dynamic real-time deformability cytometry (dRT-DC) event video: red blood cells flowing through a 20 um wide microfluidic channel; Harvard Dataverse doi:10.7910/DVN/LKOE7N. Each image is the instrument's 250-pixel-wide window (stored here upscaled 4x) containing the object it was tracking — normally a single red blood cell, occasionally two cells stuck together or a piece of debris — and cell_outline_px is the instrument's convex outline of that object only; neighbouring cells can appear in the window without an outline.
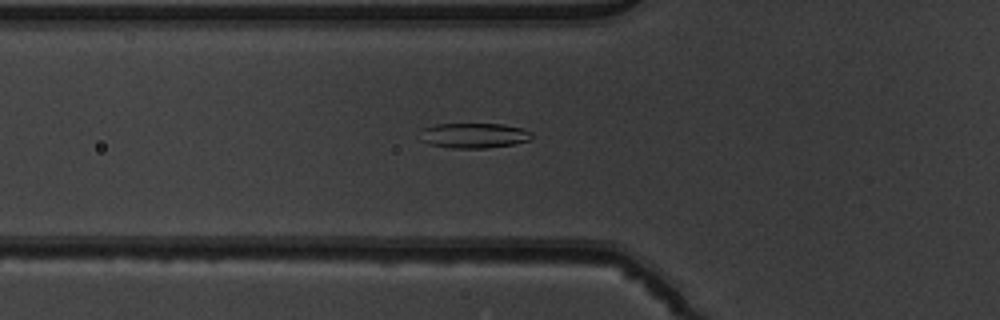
{"species": "common noctule bat (a hibernating species)", "species_latin": "Nyctalus noctula", "temperature_condition": "warm", "stored_images_in_passage": 52, "camera_frame_rate_fps": 3000, "um_per_image_px": 0.085, "animal": {"sex": "male", "body_mass_g": 19.5, "forearm_length_mm": 54.6}, "frame": {"image": 1, "passage_image": 19, "time_ms": 6.0, "image_size_px": [1000, 320], "cell_outline_px": [[532, 136], [528, 140], [512, 144], [484, 148], [452, 148], [428, 144], [420, 140], [424, 128], [436, 124], [504, 124], [520, 128], [532, 132]], "centroid_in_image_um": [40.27, 11.52], "position_along_channel_um": 85.5, "area_um2": 16.13}}
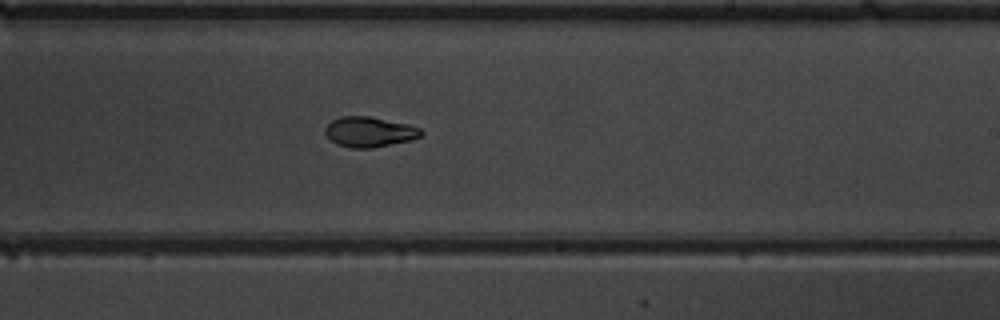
{"frame": {"image": 2, "passage_image": 32, "time_ms": 10.333, "image_size_px": [1000, 320], "cell_outline_px": [[424, 132], [420, 136], [412, 140], [372, 148], [348, 148], [336, 144], [324, 132], [324, 128], [332, 120], [340, 116], [368, 116], [408, 124], [420, 128]], "centroid_in_image_um": [31.39, 11.21], "position_along_channel_um": 257.6, "area_um2": 16.94}}
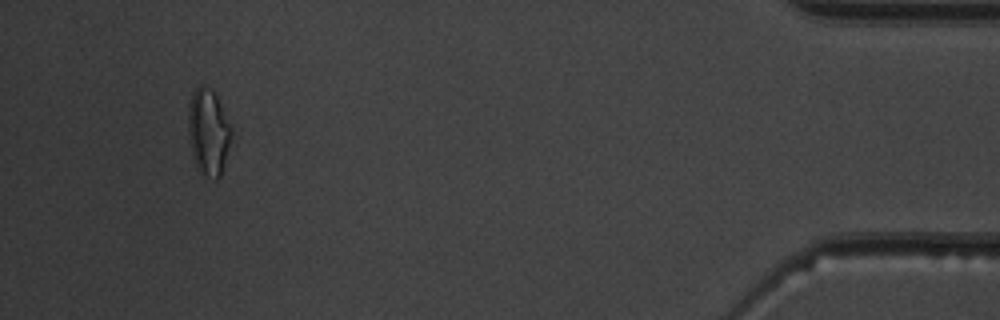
{"frame": {"image": 3, "passage_image": 49, "time_ms": 16.0, "image_size_px": [1000, 320], "cell_outline_px": [[232, 132], [220, 176], [216, 180], [200, 176], [196, 168], [192, 156], [188, 132], [188, 104], [192, 92], [200, 84], [204, 84], [212, 88], [232, 128]], "centroid_in_image_um": [17.67, 11.23], "position_along_channel_um": 417.5, "area_um2": 21.96}, "authors_computed_cell_mechanics": {"area_um2": 17.7446, "velocity_mm_per_s": 3.965, "shape_relaxation_time_tau1_ms": 4.0487, "shape_relaxation_time_tau2_ms": 3.8833, "deformation_change_tau1": 0.1584, "deformation_change_tau2": 0.0668}}